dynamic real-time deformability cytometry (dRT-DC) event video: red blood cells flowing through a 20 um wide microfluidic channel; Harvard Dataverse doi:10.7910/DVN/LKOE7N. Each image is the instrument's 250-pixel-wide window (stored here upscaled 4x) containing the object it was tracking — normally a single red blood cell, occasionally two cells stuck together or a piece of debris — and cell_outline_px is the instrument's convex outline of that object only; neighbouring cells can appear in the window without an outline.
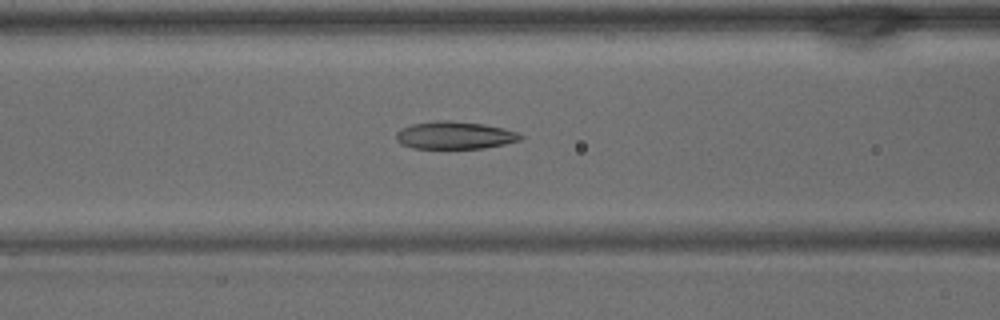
{"species": "common noctule bat (a hibernating species)", "species_latin": "Nyctalus noctula", "temperature_condition": "warm", "stored_images_in_passage": 40, "camera_frame_rate_fps": 3000, "um_per_image_px": 0.085, "animal": {"sex": "male", "body_mass_g": 15.6}, "frame": {"image": 1, "passage_image": 16, "time_ms": 5.0, "image_size_px": [1000, 320], "cell_outline_px": [[524, 136], [520, 140], [504, 144], [484, 148], [412, 148], [400, 144], [396, 140], [396, 132], [400, 128], [412, 124], [436, 120], [444, 120], [484, 124], [504, 128], [516, 132]], "centroid_in_image_um": [38.62, 11.5], "position_along_channel_um": 128.0, "area_um2": 20.0}}
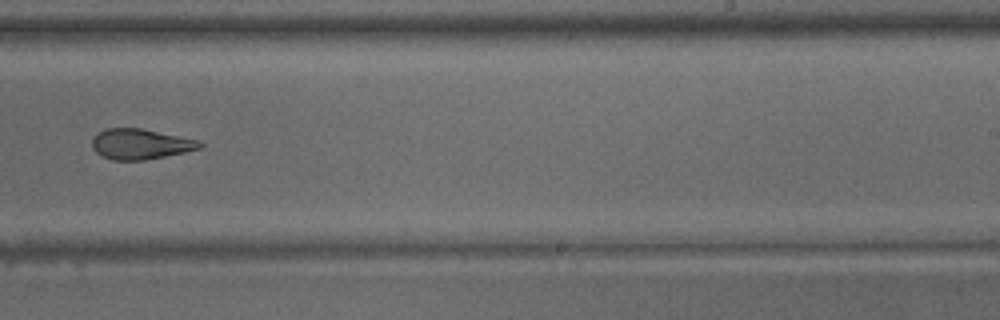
{"frame": {"image": 2, "passage_image": 25, "time_ms": 8.0, "image_size_px": [1000, 320], "cell_outline_px": [[204, 144], [200, 148], [184, 152], [144, 160], [112, 160], [100, 156], [92, 148], [92, 136], [96, 132], [104, 128], [140, 128], [200, 140]], "centroid_in_image_um": [11.88, 12.24], "position_along_channel_um": 277.1, "area_um2": 19.25}}
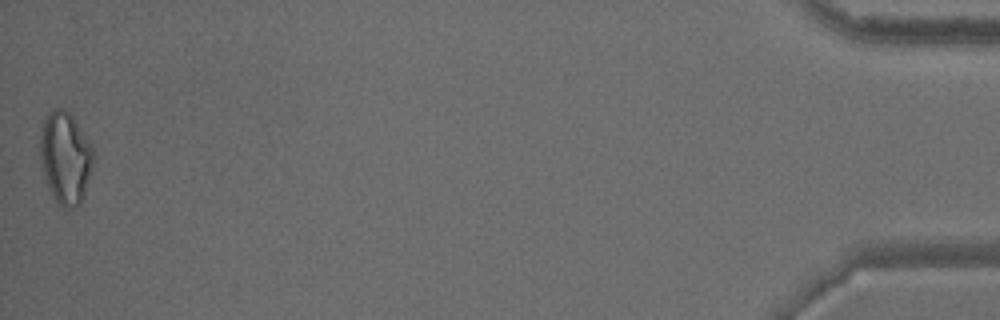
{"frame": {"image": 3, "passage_image": 40, "time_ms": 13.0, "image_size_px": [1000, 320], "cell_outline_px": [[96, 156], [80, 204], [76, 208], [64, 208], [56, 204], [48, 188], [44, 176], [40, 156], [40, 128], [44, 116], [52, 108], [68, 108], [72, 112], [92, 144], [96, 152]], "centroid_in_image_um": [5.57, 13.34], "position_along_channel_um": 429.6, "area_um2": 29.65}}